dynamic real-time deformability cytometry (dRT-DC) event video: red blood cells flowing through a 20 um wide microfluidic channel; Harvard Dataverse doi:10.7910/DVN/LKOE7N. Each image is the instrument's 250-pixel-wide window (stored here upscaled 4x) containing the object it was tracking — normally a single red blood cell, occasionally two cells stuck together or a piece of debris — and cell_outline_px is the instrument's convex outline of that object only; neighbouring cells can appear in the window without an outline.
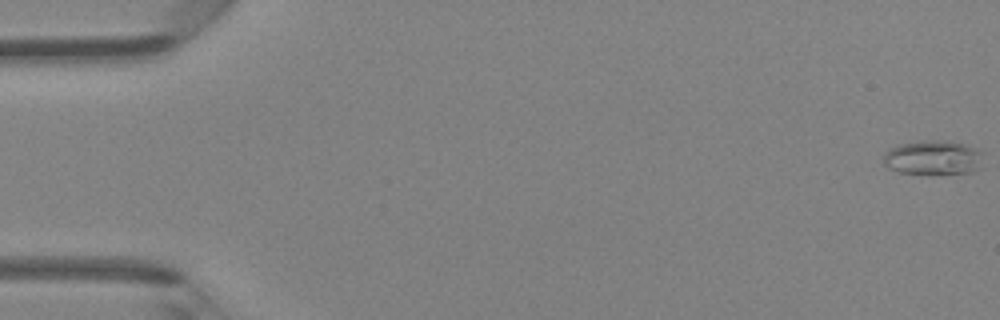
{"species": "Egyptian fruit bat (a non-hibernating species)", "species_latin": "Rousettus aegyptiacus", "temperature_condition": "room temperature", "stored_images_in_passage": 48, "camera_frame_rate_fps": 3000, "um_per_image_px": 0.085, "animal": {"sex": "female"}, "frame": {"image": 1, "passage_image": 1, "time_ms": 0.0, "image_size_px": [1000, 320], "cell_outline_px": [[984, 168], [972, 172], [932, 176], [900, 172], [888, 168], [884, 164], [884, 152], [900, 144], [920, 140], [944, 140], [964, 144], [976, 148], [984, 152]], "centroid_in_image_um": [79.41, 13.43], "position_along_channel_um": 5.6, "area_um2": 21.04}}
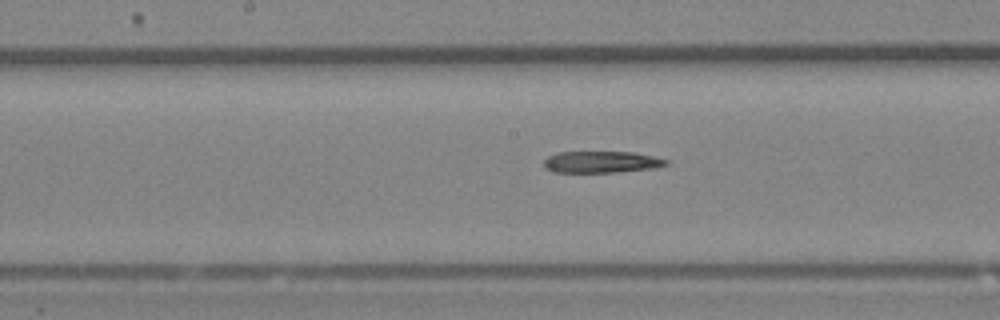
{"frame": {"image": 2, "passage_image": 25, "time_ms": 8.0, "image_size_px": [1000, 320], "cell_outline_px": [[668, 164], [656, 168], [616, 172], [552, 172], [544, 168], [544, 160], [548, 156], [556, 152], [632, 152], [656, 156], [668, 160]], "centroid_in_image_um": [51.12, 13.77], "position_along_channel_um": 197.1, "area_um2": 15.55}}
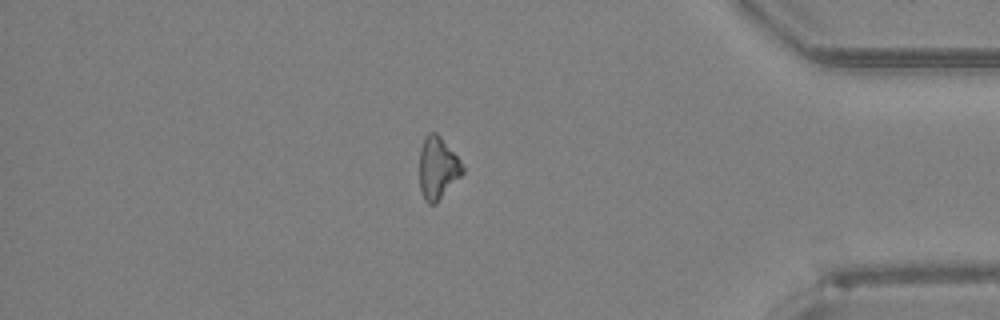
{"frame": {"image": 3, "passage_image": 41, "time_ms": 13.333, "image_size_px": [1000, 320], "cell_outline_px": [[464, 172], [436, 204], [428, 204], [424, 200], [420, 188], [420, 148], [428, 132], [436, 132], [440, 136], [460, 160], [464, 168]], "centroid_in_image_um": [37.2, 14.3], "position_along_channel_um": 398.0, "area_um2": 15.55}}